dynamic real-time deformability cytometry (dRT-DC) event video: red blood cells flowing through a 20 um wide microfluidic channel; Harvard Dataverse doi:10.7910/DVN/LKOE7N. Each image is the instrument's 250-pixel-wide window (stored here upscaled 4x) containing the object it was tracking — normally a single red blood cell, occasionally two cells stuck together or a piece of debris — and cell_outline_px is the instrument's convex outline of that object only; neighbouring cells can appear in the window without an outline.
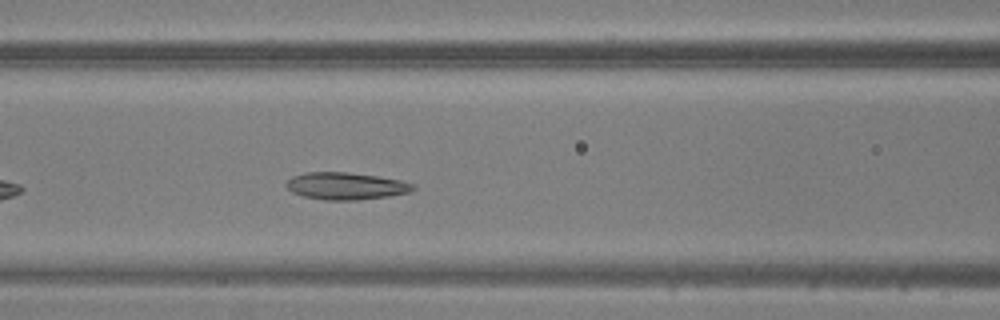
{"species": "common noctule bat (a hibernating species)", "species_latin": "Nyctalus noctula", "temperature_condition": "warm", "stored_images_in_passage": 36, "camera_frame_rate_fps": 3000, "um_per_image_px": 0.085, "animal": {"sex": "male", "body_mass_g": 20.5, "forearm_length_mm": 52.5}, "frame": {"image": 1, "passage_image": 9, "time_ms": 2.667, "image_size_px": [1000, 320], "cell_outline_px": [[416, 188], [408, 192], [388, 196], [356, 200], [324, 200], [304, 196], [292, 192], [284, 184], [292, 176], [304, 172], [348, 172], [376, 176], [400, 180], [412, 184]], "centroid_in_image_um": [29.35, 15.8], "position_along_channel_um": 137.2, "area_um2": 19.94}}
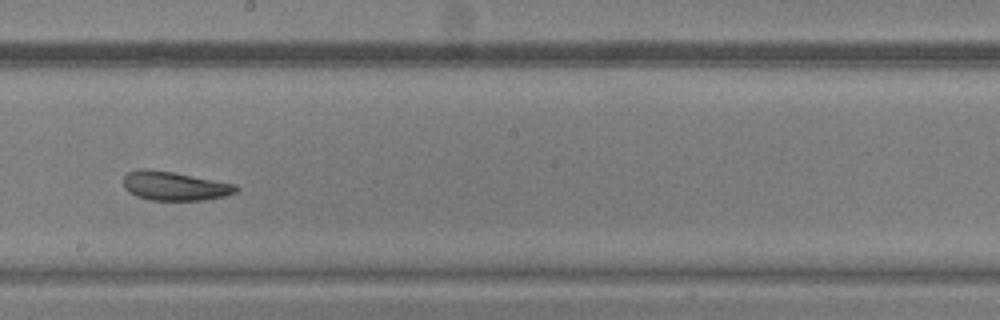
{"frame": {"image": 2, "passage_image": 16, "time_ms": 5.0, "image_size_px": [1000, 320], "cell_outline_px": [[240, 188], [236, 192], [224, 196], [204, 200], [152, 200], [136, 196], [128, 192], [124, 188], [124, 176], [128, 172], [140, 168], [144, 168], [172, 172], [236, 184]], "centroid_in_image_um": [14.83, 15.81], "position_along_channel_um": 233.4, "area_um2": 18.96}}
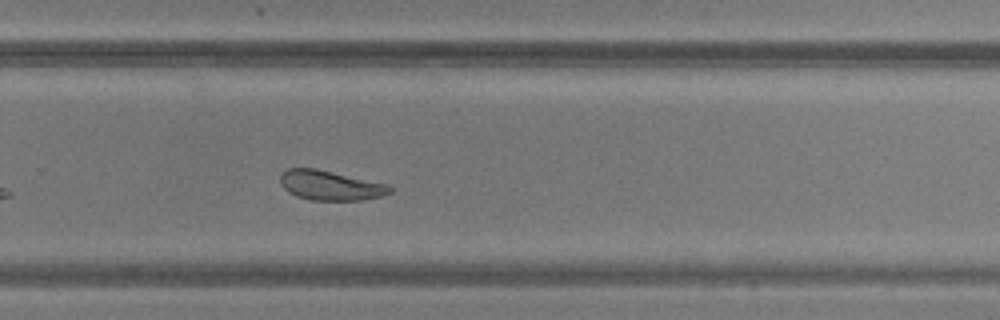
{"frame": {"image": 3, "passage_image": 21, "time_ms": 6.667, "image_size_px": [1000, 320], "cell_outline_px": [[392, 192], [384, 196], [360, 200], [312, 200], [296, 196], [288, 192], [280, 184], [280, 176], [288, 168], [316, 168], [388, 184], [392, 188]], "centroid_in_image_um": [28.09, 15.76], "position_along_channel_um": 301.7, "area_um2": 19.02}}